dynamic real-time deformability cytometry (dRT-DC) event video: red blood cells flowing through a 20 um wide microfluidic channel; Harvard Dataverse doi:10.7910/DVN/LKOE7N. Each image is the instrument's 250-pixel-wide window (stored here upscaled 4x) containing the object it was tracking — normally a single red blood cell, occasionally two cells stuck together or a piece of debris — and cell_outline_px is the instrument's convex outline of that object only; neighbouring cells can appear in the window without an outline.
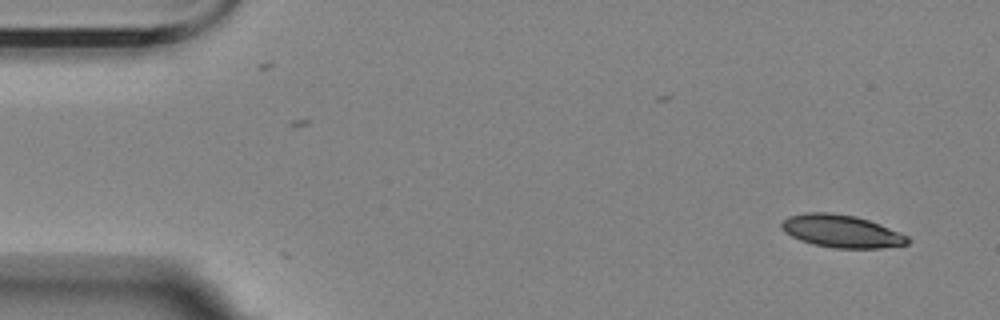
{"species": "Egyptian fruit bat (a non-hibernating species)", "species_latin": "Rousettus aegyptiacus", "temperature_condition": "room temperature", "stored_images_in_passage": 2, "camera_frame_rate_fps": 3000, "um_per_image_px": 0.085, "animal": {"sex": "female"}, "frame": {"image": 1, "passage_image": 2, "time_ms": 1.333, "image_size_px": [1000, 320], "cell_outline_px": [[908, 244], [880, 248], [836, 248], [816, 244], [800, 240], [784, 232], [780, 224], [788, 216], [804, 212], [832, 212], [856, 216], [880, 224], [908, 236]], "centroid_in_image_um": [71.5, 19.63], "position_along_channel_um": 13.5, "area_um2": 23.87}}